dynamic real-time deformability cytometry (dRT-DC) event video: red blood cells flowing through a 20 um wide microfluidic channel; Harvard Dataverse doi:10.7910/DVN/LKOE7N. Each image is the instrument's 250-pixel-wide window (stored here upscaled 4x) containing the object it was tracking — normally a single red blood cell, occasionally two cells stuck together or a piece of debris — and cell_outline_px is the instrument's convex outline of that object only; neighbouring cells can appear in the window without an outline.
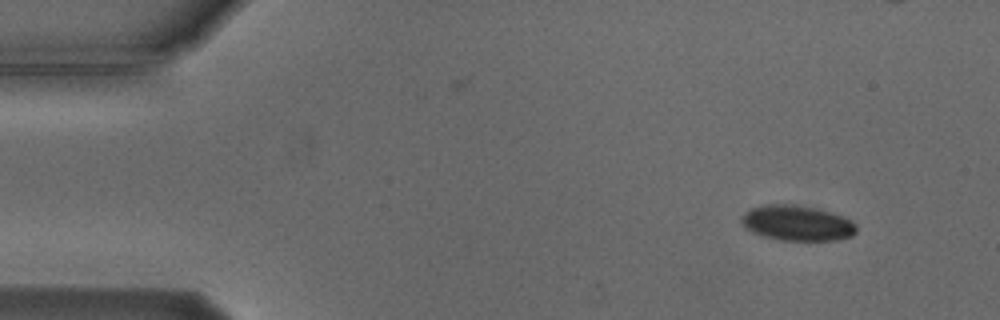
{"species": "Egyptian fruit bat (a non-hibernating species)", "species_latin": "Rousettus aegyptiacus", "temperature_condition": "cold", "stored_images_in_passage": 10, "camera_frame_rate_fps": 3000, "um_per_image_px": 0.085, "animal": {"sex": "male"}, "frame": {"image": 1, "passage_image": 1, "time_ms": 0.0, "image_size_px": [1000, 320], "cell_outline_px": [[856, 232], [852, 236], [836, 240], [780, 240], [760, 236], [752, 232], [740, 220], [752, 208], [768, 204], [796, 204], [816, 208], [852, 220], [856, 224]], "centroid_in_image_um": [67.78, 18.97], "position_along_channel_um": 17.2, "area_um2": 23.41}}
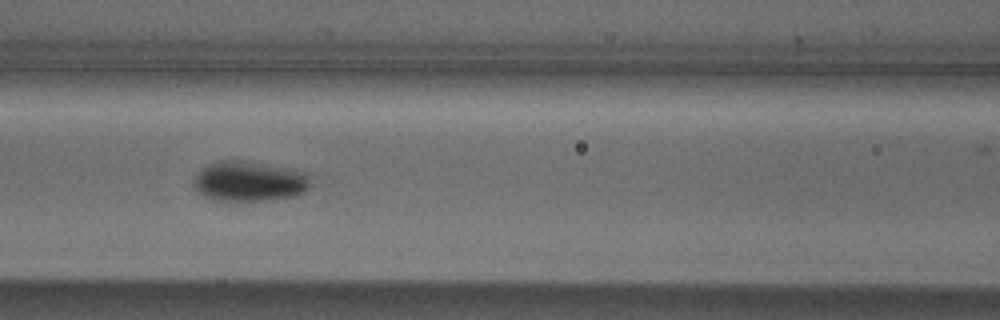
{"frame": {"image": 2, "passage_image": 6, "time_ms": 6.0, "image_size_px": [1000, 320], "cell_outline_px": [[308, 188], [304, 192], [296, 196], [268, 200], [212, 200], [196, 192], [192, 184], [196, 176], [208, 164], [220, 160], [240, 160], [284, 168], [304, 172], [308, 176]], "centroid_in_image_um": [21.13, 15.43], "position_along_channel_um": 145.5, "area_um2": 26.93}}
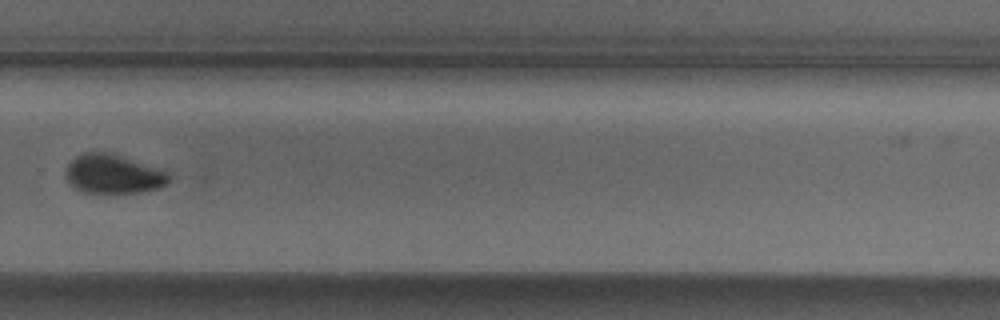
{"frame": {"image": 3, "passage_image": 10, "time_ms": 10.667, "image_size_px": [1000, 320], "cell_outline_px": [[172, 180], [168, 184], [160, 188], [140, 192], [84, 192], [68, 184], [64, 176], [68, 164], [76, 156], [84, 152], [112, 152], [164, 172], [172, 176]], "centroid_in_image_um": [9.59, 14.8], "position_along_channel_um": 320.2, "area_um2": 23.35}}